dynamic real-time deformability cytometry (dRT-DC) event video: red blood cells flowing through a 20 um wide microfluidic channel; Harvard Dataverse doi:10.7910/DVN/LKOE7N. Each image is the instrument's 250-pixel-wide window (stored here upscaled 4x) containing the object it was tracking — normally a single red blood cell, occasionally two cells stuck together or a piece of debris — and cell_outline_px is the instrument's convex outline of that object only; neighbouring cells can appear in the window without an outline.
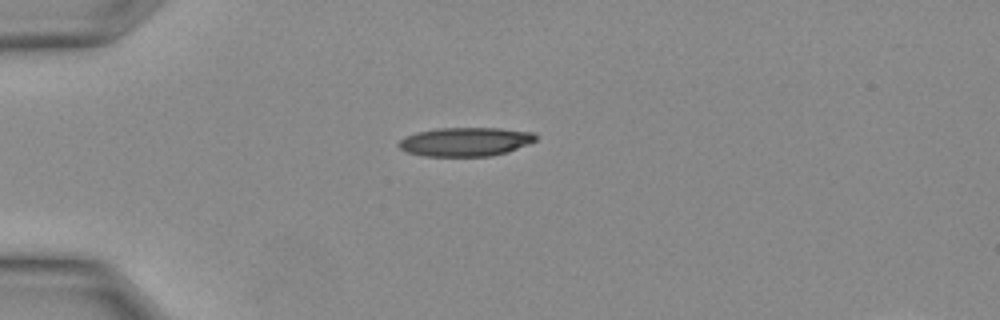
{"species": "Egyptian fruit bat (a non-hibernating species)", "species_latin": "Rousettus aegyptiacus", "temperature_condition": "warm", "stored_images_in_passage": 21, "camera_frame_rate_fps": 3000, "um_per_image_px": 0.085, "animal": {"sex": "female"}, "frame": {"image": 1, "passage_image": 1, "time_ms": 0.0, "image_size_px": [1000, 320], "cell_outline_px": [[536, 140], [528, 144], [508, 152], [492, 156], [424, 156], [408, 152], [400, 148], [396, 144], [400, 140], [416, 132], [436, 128], [500, 128], [536, 132]], "centroid_in_image_um": [39.59, 12.04], "position_along_channel_um": 45.4, "area_um2": 23.12}}
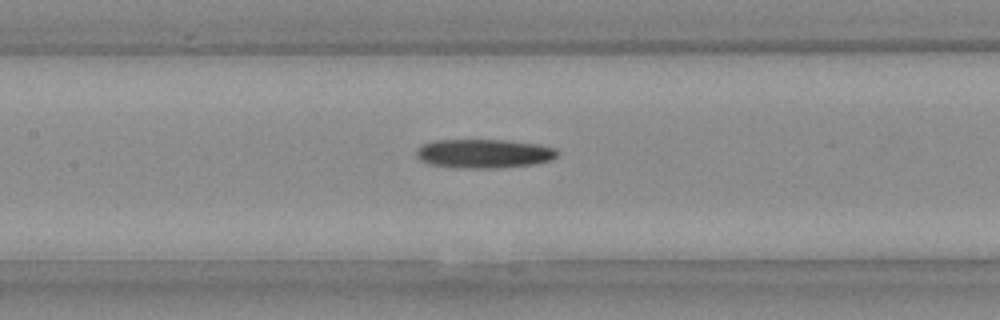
{"frame": {"image": 2, "passage_image": 7, "time_ms": 2.0, "image_size_px": [1000, 320], "cell_outline_px": [[560, 152], [552, 160], [532, 164], [500, 168], [456, 168], [428, 164], [420, 160], [416, 156], [416, 152], [424, 144], [436, 140], [504, 140], [540, 144], [556, 148]], "centroid_in_image_um": [41.16, 13.06], "position_along_channel_um": 166.2, "area_um2": 23.93}}
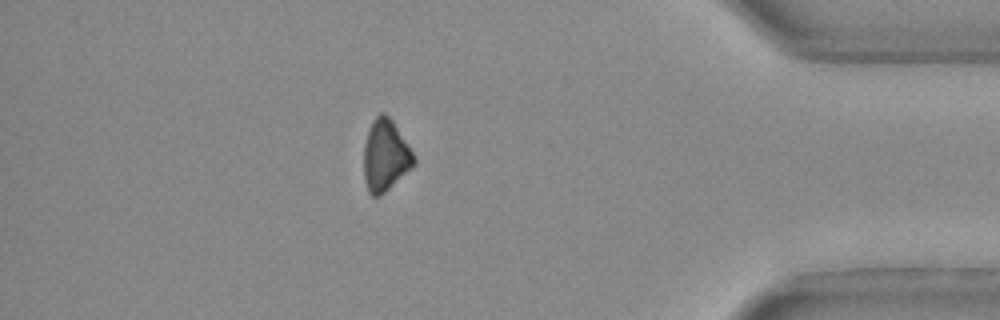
{"frame": {"image": 3, "passage_image": 18, "time_ms": 5.667, "image_size_px": [1000, 320], "cell_outline_px": [[416, 164], [412, 168], [380, 196], [372, 196], [368, 192], [364, 180], [364, 144], [372, 120], [380, 112], [384, 112], [392, 120], [416, 156]], "centroid_in_image_um": [32.77, 13.22], "position_along_channel_um": 402.4, "area_um2": 20.98}}